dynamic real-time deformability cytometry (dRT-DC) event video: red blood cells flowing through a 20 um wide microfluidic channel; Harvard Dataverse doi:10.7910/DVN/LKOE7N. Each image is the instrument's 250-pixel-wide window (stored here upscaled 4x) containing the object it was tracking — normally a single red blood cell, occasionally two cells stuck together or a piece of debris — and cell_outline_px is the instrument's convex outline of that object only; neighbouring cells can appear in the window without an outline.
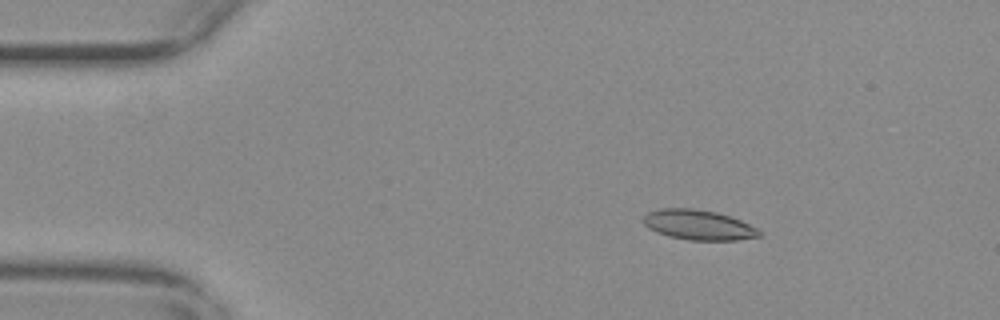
{"species": "common noctule bat (a hibernating species)", "species_latin": "Nyctalus noctula", "temperature_condition": "warm", "stored_images_in_passage": 52, "camera_frame_rate_fps": 3000, "um_per_image_px": 0.085, "animal": {"sex": "female", "body_mass_g": 29.2, "forearm_length_mm": 56.3}, "frame": {"image": 1, "passage_image": 5, "time_ms": 1.333, "image_size_px": [1000, 320], "cell_outline_px": [[760, 236], [736, 240], [688, 240], [668, 236], [656, 232], [648, 228], [644, 224], [644, 216], [648, 212], [660, 208], [696, 208], [716, 212], [740, 220], [756, 228], [760, 232]], "centroid_in_image_um": [59.33, 19.11], "position_along_channel_um": 25.7, "area_um2": 20.17}}
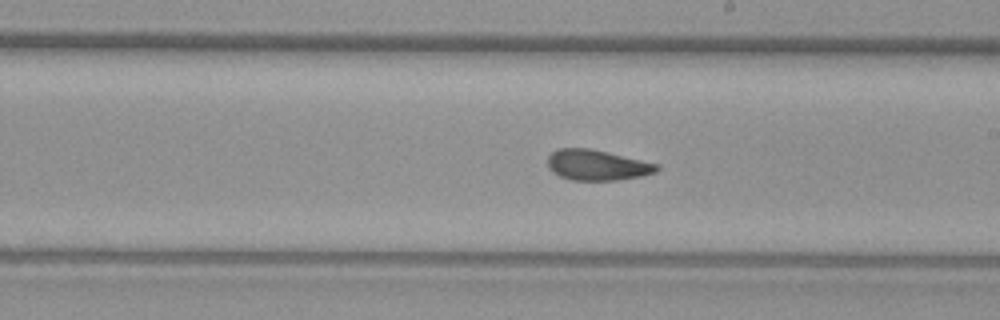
{"frame": {"image": 2, "passage_image": 28, "time_ms": 9.0, "image_size_px": [1000, 320], "cell_outline_px": [[660, 168], [656, 172], [640, 176], [620, 180], [572, 180], [560, 176], [552, 172], [548, 168], [548, 156], [556, 148], [588, 148], [660, 164]], "centroid_in_image_um": [50.74, 14.03], "position_along_channel_um": 238.3, "area_um2": 19.42}}
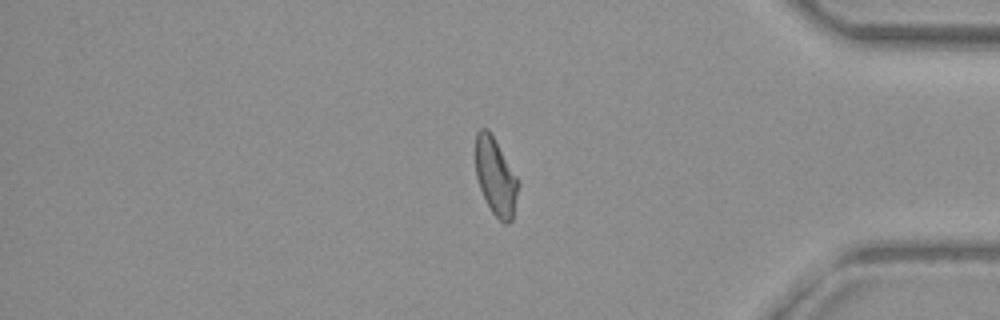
{"frame": {"image": 3, "passage_image": 43, "time_ms": 14.0, "image_size_px": [1000, 320], "cell_outline_px": [[520, 184], [512, 220], [508, 224], [504, 224], [492, 212], [480, 188], [476, 176], [476, 132], [480, 128], [488, 128], [516, 176]], "centroid_in_image_um": [42.13, 15.03], "position_along_channel_um": 393.1, "area_um2": 18.96}, "authors_computed_cell_mechanics": {"area_um2": 19.7387, "velocity_mm_per_s": 3.6777, "shape_relaxation_time_tau1_ms": 10.7065, "shape_relaxation_time_tau2_ms": 2.2577, "deformation_change_tau1": 0.2077, "deformation_change_tau2": 0.0856}}